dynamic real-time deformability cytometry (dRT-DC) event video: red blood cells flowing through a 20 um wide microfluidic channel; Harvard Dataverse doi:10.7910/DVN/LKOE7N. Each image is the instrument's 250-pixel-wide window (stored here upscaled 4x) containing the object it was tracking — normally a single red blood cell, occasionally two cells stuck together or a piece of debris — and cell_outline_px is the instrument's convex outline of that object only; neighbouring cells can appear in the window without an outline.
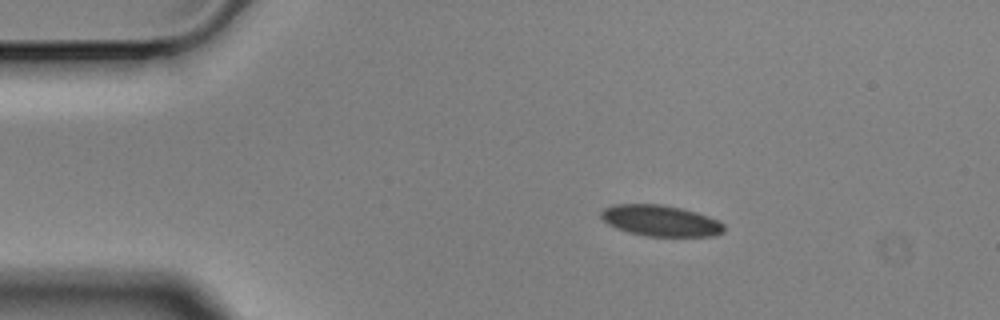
{"species": "Egyptian fruit bat (a non-hibernating species)", "species_latin": "Rousettus aegyptiacus", "temperature_condition": "cold", "stored_images_in_passage": 5, "camera_frame_rate_fps": 3000, "um_per_image_px": 0.085, "animal": {"sex": "male"}, "frame": {"image": 1, "passage_image": 2, "time_ms": 0.333, "image_size_px": [1000, 320], "cell_outline_px": [[724, 232], [716, 236], [644, 236], [628, 232], [616, 228], [608, 224], [600, 216], [600, 212], [604, 208], [612, 204], [660, 204], [680, 208], [696, 212], [708, 216], [724, 224]], "centroid_in_image_um": [56.13, 18.76], "position_along_channel_um": 28.9, "area_um2": 22.31}}
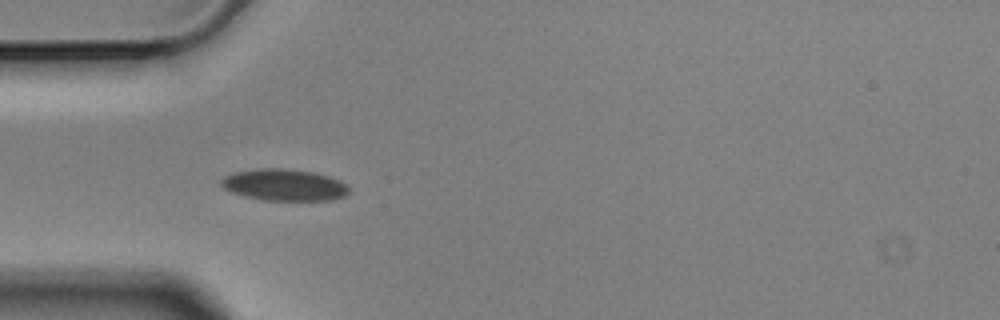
{"frame": {"image": 2, "passage_image": 4, "time_ms": 1.0, "image_size_px": [1000, 320], "cell_outline_px": [[348, 192], [344, 196], [332, 200], [264, 200], [244, 196], [232, 192], [224, 188], [220, 184], [220, 180], [224, 176], [236, 172], [260, 168], [284, 168], [316, 172], [340, 180], [348, 188]], "centroid_in_image_um": [24.15, 15.71], "position_along_channel_um": 60.9, "area_um2": 23.52}}
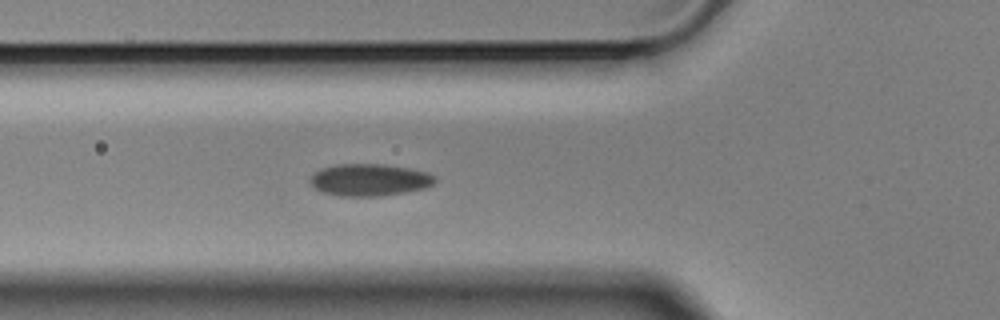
{"frame": {"image": 3, "passage_image": 5, "time_ms": 1.333, "image_size_px": [1000, 320], "cell_outline_px": [[436, 180], [432, 184], [424, 188], [404, 192], [380, 196], [340, 196], [324, 192], [316, 188], [308, 180], [320, 168], [336, 164], [384, 164], [408, 168], [428, 172], [436, 176]], "centroid_in_image_um": [31.41, 15.28], "position_along_channel_um": 94.4, "area_um2": 23.24}}